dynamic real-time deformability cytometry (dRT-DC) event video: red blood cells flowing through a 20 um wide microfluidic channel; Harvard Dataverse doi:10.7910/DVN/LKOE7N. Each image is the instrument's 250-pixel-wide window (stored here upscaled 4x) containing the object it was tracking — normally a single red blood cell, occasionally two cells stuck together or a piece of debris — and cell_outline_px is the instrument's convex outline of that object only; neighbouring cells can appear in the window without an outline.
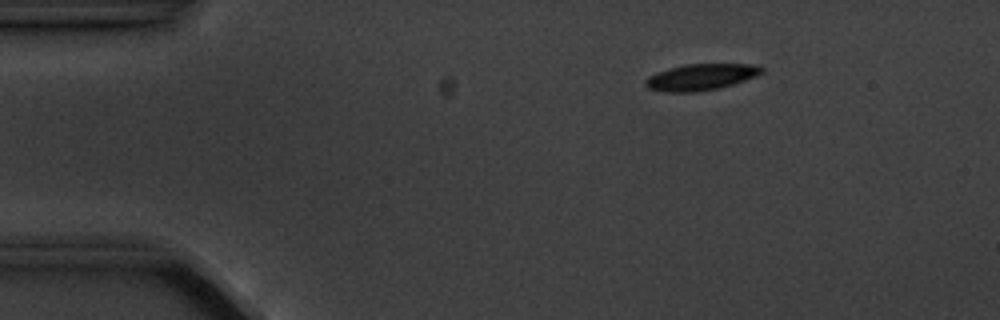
{"species": "common noctule bat (a hibernating species)", "species_latin": "Nyctalus noctula", "temperature_condition": "cold", "stored_images_in_passage": 3, "camera_frame_rate_fps": 3000, "um_per_image_px": 0.085, "animal": {"sex": "male", "body_mass_g": 20.1, "forearm_length_mm": 53.5}, "frame": {"image": 1, "passage_image": 1, "time_ms": 0.0, "image_size_px": [1000, 320], "cell_outline_px": [[764, 72], [756, 76], [720, 88], [696, 92], [664, 92], [648, 88], [644, 84], [644, 80], [648, 76], [656, 72], [668, 68], [684, 64], [760, 64], [764, 68]], "centroid_in_image_um": [59.57, 6.54], "position_along_channel_um": 25.4, "area_um2": 18.09}}